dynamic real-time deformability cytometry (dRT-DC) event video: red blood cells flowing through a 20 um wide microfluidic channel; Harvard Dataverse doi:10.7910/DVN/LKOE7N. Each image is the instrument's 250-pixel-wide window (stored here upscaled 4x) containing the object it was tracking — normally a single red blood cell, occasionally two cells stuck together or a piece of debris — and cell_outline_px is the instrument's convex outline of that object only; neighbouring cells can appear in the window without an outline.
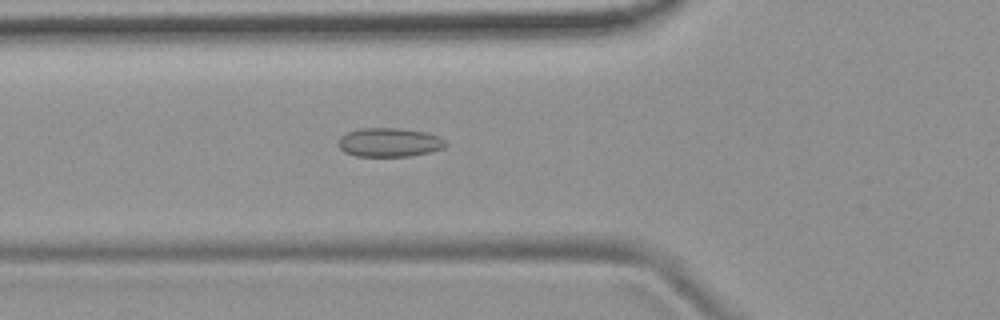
{"species": "common noctule bat (a hibernating species)", "species_latin": "Nyctalus noctula", "temperature_condition": "room temperature", "stored_images_in_passage": 38, "camera_frame_rate_fps": 3000, "um_per_image_px": 0.085, "animal": {"sex": "female", "body_mass_g": 19.9}, "frame": {"image": 1, "passage_image": 4, "time_ms": 1.0, "image_size_px": [1000, 320], "cell_outline_px": [[448, 144], [444, 148], [412, 156], [356, 156], [344, 152], [340, 148], [340, 136], [348, 132], [360, 128], [400, 128], [428, 132], [440, 136]], "centroid_in_image_um": [33.14, 12.09], "position_along_channel_um": 92.7, "area_um2": 18.15}}
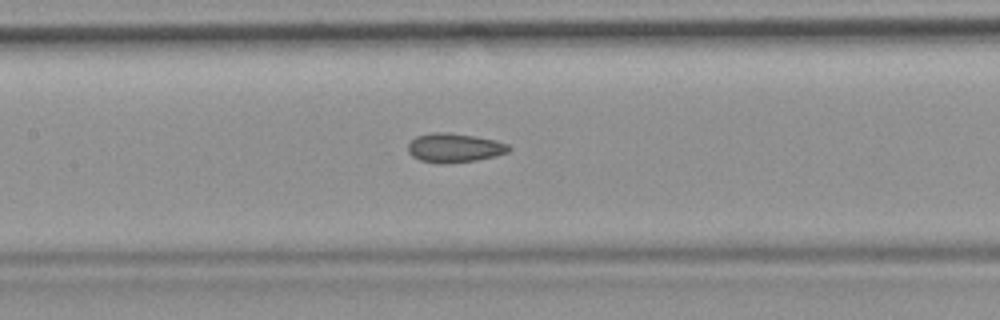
{"frame": {"image": 2, "passage_image": 10, "time_ms": 3.0, "image_size_px": [1000, 320], "cell_outline_px": [[512, 148], [508, 152], [496, 156], [476, 160], [420, 160], [412, 156], [408, 152], [408, 144], [416, 136], [432, 132], [448, 132], [496, 140], [508, 144]], "centroid_in_image_um": [38.66, 12.51], "position_along_channel_um": 168.7, "area_um2": 16.3}}
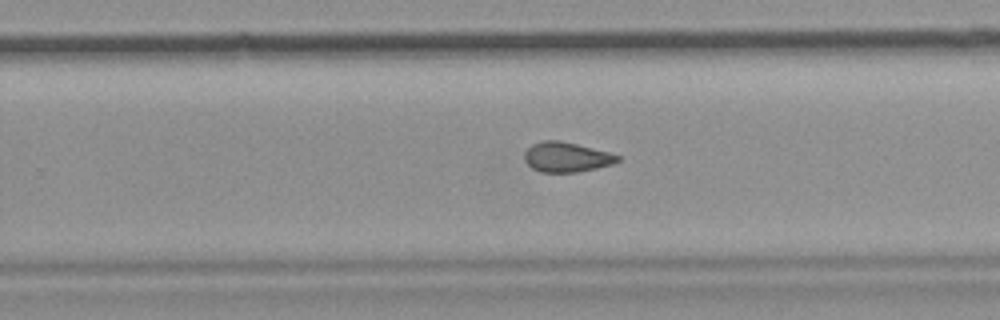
{"frame": {"image": 3, "passage_image": 19, "time_ms": 6.0, "image_size_px": [1000, 320], "cell_outline_px": [[620, 160], [612, 164], [596, 168], [576, 172], [540, 172], [532, 168], [524, 160], [524, 152], [532, 144], [540, 140], [560, 140], [608, 152], [620, 156]], "centroid_in_image_um": [48.11, 13.35], "position_along_channel_um": 281.7, "area_um2": 16.18}, "authors_computed_cell_mechanics": {"area_um2": 16.8198, "velocity_mm_per_s": 3.78, "shape_relaxation_time_tau1_ms": null, "shape_relaxation_time_tau2_ms": 2.0338, "deformation_change_tau1": null, "deformation_change_tau2": 0.0751}}